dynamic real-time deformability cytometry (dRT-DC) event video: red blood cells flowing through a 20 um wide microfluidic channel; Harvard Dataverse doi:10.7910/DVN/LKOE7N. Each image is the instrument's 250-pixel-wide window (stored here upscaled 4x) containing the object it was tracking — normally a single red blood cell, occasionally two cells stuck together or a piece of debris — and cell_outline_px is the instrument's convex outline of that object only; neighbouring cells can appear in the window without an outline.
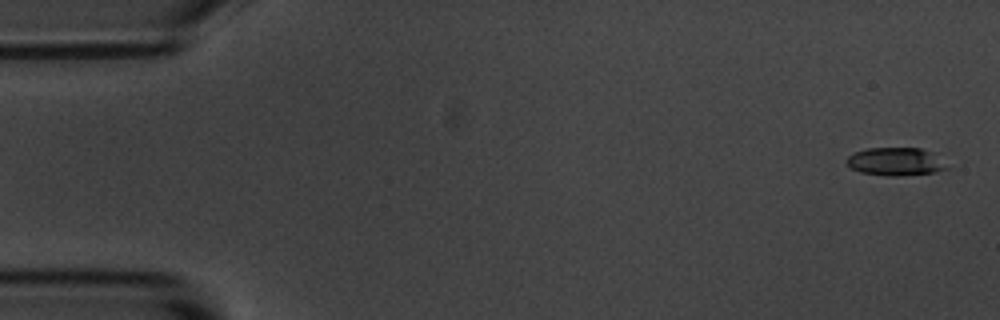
{"species": "common noctule bat (a hibernating species)", "species_latin": "Nyctalus noctula", "temperature_condition": "room temperature", "stored_images_in_passage": 4, "camera_frame_rate_fps": 3000, "um_per_image_px": 0.085, "animal": {"sex": "male", "body_mass_g": 20.1, "forearm_length_mm": 53.5}, "frame": {"image": 1, "passage_image": 1, "time_ms": 0.0, "image_size_px": [1000, 320], "cell_outline_px": [[948, 168], [936, 172], [900, 176], [888, 176], [860, 172], [848, 168], [844, 160], [848, 156], [856, 152], [868, 148], [920, 148], [936, 152]], "centroid_in_image_um": [76.11, 13.73], "position_along_channel_um": 8.9, "area_um2": 16.65}}
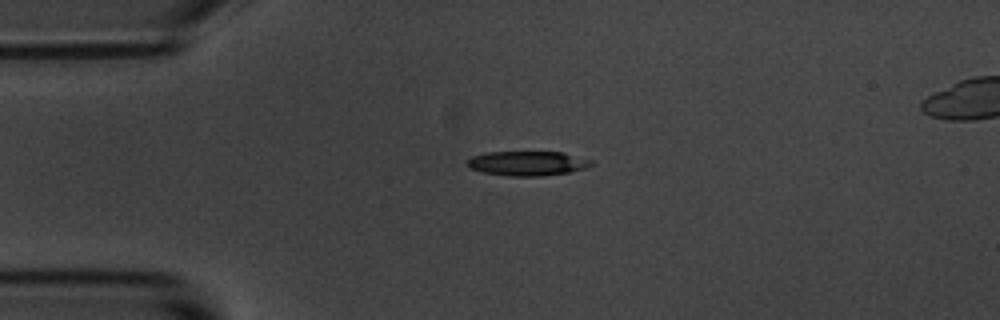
{"frame": {"image": 2, "passage_image": 4, "time_ms": 3.667, "image_size_px": [1000, 320], "cell_outline_px": [[596, 164], [588, 168], [568, 172], [540, 176], [508, 176], [484, 172], [468, 168], [468, 160], [472, 156], [484, 152], [564, 152], [592, 160]], "centroid_in_image_um": [44.88, 13.88], "position_along_channel_um": 40.1, "area_um2": 17.86}}